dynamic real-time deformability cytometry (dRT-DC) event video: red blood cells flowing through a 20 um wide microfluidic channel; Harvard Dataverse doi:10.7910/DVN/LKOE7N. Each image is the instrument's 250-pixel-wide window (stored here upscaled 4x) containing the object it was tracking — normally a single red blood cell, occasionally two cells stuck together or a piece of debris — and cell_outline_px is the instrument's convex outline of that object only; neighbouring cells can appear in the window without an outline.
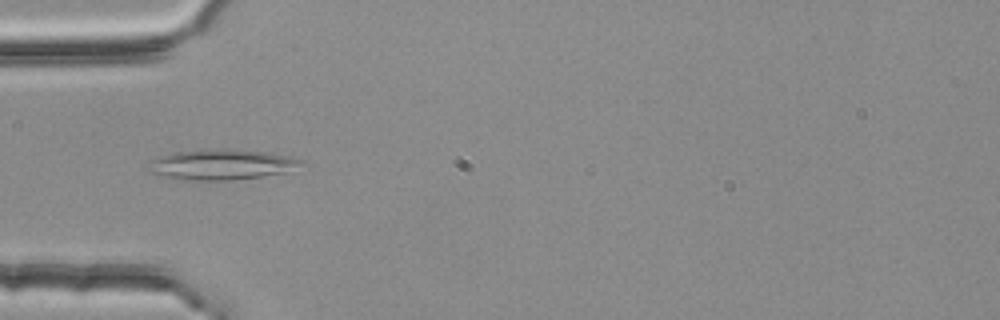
{"species": "common noctule bat (a hibernating species)", "species_latin": "Nyctalus noctula", "temperature_condition": "room temperature", "stored_images_in_passage": 5, "camera_frame_rate_fps": 3000, "um_per_image_px": 0.085, "animal": {"sex": "female", "body_mass_g": 25.1}, "frame": {"image": 1, "passage_image": 4, "time_ms": 1.0, "image_size_px": [1000, 320], "cell_outline_px": [[308, 164], [284, 172], [260, 176], [232, 180], [196, 180], [160, 176], [148, 172], [144, 168], [152, 160], [160, 156], [176, 152], [224, 148], [236, 148], [268, 152], [292, 156], [308, 160]], "centroid_in_image_um": [18.9, 13.97], "position_along_channel_um": 66.1, "area_um2": 27.51}}